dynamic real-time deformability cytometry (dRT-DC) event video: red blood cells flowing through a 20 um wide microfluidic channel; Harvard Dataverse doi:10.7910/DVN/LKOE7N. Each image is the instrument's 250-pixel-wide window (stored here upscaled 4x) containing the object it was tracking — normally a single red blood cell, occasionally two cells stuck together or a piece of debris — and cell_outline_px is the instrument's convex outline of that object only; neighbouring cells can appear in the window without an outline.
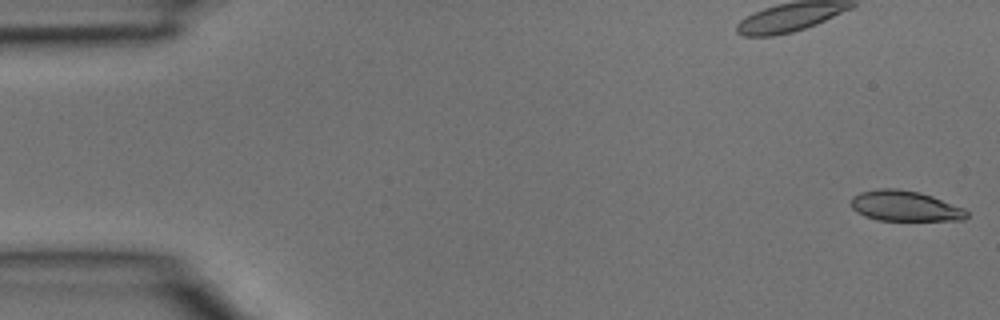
{"species": "common noctule bat (a hibernating species)", "species_latin": "Nyctalus noctula", "temperature_condition": "room temperature", "stored_images_in_passage": 5, "camera_frame_rate_fps": 3000, "um_per_image_px": 0.085, "animal": {"sex": "male", "body_mass_g": 15.6}, "frame": {"image": 1, "passage_image": 1, "time_ms": 0.0, "image_size_px": [1000, 320], "cell_outline_px": [[968, 216], [964, 220], [876, 220], [864, 216], [856, 212], [852, 208], [852, 196], [860, 192], [876, 188], [896, 188], [920, 192], [932, 196], [964, 208], [968, 212]], "centroid_in_image_um": [76.9, 17.5], "position_along_channel_um": 8.1, "area_um2": 20.63}}
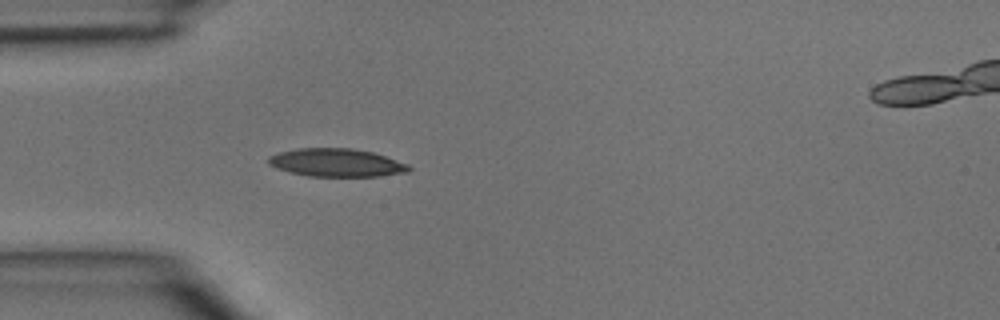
{"frame": {"image": 2, "passage_image": 4, "time_ms": 1.0, "image_size_px": [1000, 320], "cell_outline_px": [[412, 168], [408, 172], [380, 176], [308, 176], [288, 172], [276, 168], [268, 164], [268, 156], [280, 152], [296, 148], [352, 148], [372, 152], [408, 164]], "centroid_in_image_um": [28.57, 13.83], "position_along_channel_um": 56.4, "area_um2": 23.0}}